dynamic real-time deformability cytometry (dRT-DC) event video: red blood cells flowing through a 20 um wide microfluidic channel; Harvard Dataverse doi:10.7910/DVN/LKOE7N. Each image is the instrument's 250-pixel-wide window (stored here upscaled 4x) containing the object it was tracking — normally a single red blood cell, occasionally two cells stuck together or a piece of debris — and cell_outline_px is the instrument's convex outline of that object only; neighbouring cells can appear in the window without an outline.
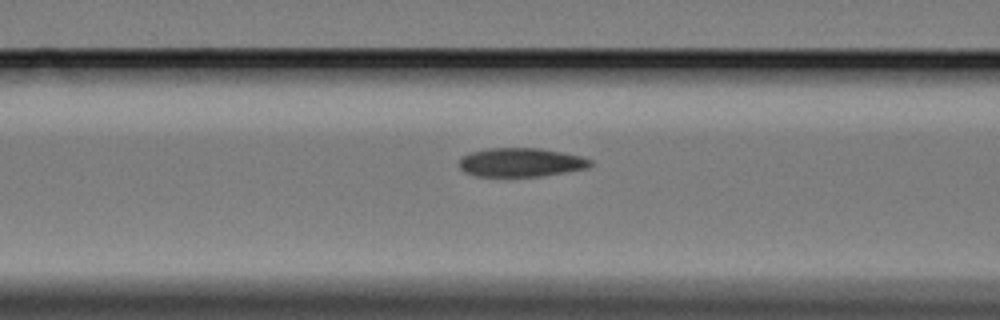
{"species": "Egyptian fruit bat (a non-hibernating species)", "species_latin": "Rousettus aegyptiacus", "temperature_condition": "cold", "stored_images_in_passage": 11, "camera_frame_rate_fps": 3000, "um_per_image_px": 0.085, "animal": {"sex": "female"}, "frame": {"image": 1, "passage_image": 5, "time_ms": 1.333, "image_size_px": [1000, 320], "cell_outline_px": [[592, 164], [588, 168], [540, 176], [476, 176], [464, 172], [460, 168], [460, 156], [468, 152], [488, 148], [540, 148], [584, 156], [592, 160]], "centroid_in_image_um": [44.27, 13.79], "position_along_channel_um": 122.3, "area_um2": 22.2}}
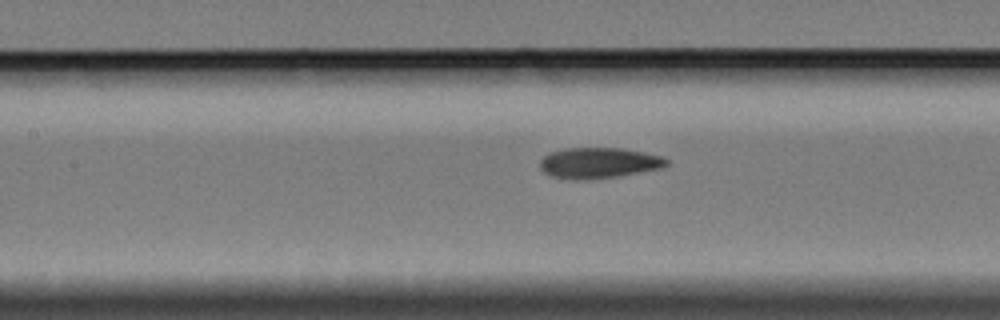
{"frame": {"image": 2, "passage_image": 8, "time_ms": 2.333, "image_size_px": [1000, 320], "cell_outline_px": [[668, 164], [660, 168], [620, 176], [588, 180], [572, 180], [552, 176], [544, 172], [540, 168], [540, 160], [548, 152], [564, 148], [620, 148], [644, 152], [664, 156], [668, 160]], "centroid_in_image_um": [50.88, 13.85], "position_along_channel_um": 156.5, "area_um2": 22.89}}